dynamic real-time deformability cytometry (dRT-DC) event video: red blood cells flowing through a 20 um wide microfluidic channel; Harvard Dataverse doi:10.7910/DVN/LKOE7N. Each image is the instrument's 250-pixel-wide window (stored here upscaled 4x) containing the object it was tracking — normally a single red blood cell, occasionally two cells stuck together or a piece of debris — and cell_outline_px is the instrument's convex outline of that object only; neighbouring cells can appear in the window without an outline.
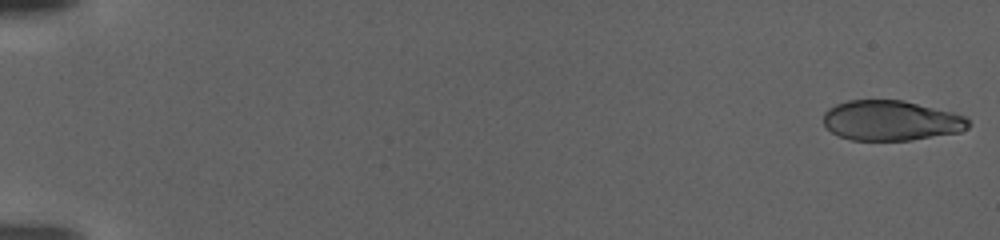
{"species": "human", "species_latin": "Homo sapiens", "temperature_condition": "warm", "stored_images_in_passage": 110, "camera_frame_rate_fps": 3000, "um_per_image_px": 0.085, "donor": {"sex": "female"}, "frame": {"image": 1, "passage_image": 2, "time_ms": 0.333, "image_size_px": [1000, 240], "cell_outline_px": [[972, 124], [968, 128], [960, 132], [912, 140], [852, 140], [840, 136], [832, 132], [824, 124], [824, 112], [828, 108], [836, 104], [848, 100], [904, 100], [952, 112], [964, 116]], "centroid_in_image_um": [75.75, 10.24], "position_along_channel_um": 9.2, "area_um2": 33.93}}
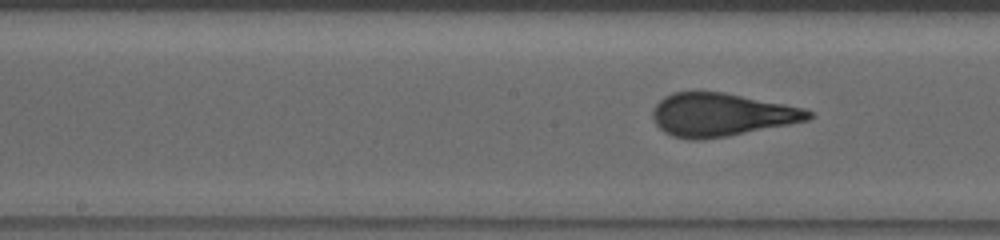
{"frame": {"image": 2, "passage_image": 59, "time_ms": 19.333, "image_size_px": [1000, 240], "cell_outline_px": [[812, 116], [808, 120], [728, 136], [700, 140], [688, 140], [672, 136], [664, 132], [656, 124], [652, 116], [652, 108], [664, 96], [672, 92], [724, 92], [804, 108], [812, 112]], "centroid_in_image_um": [61.26, 9.75], "position_along_channel_um": 186.9, "area_um2": 39.02}}
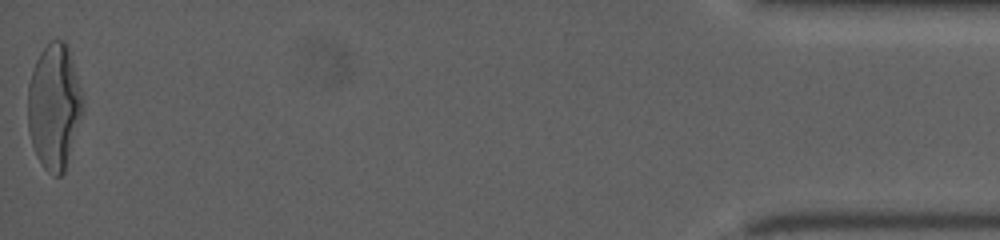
{"frame": {"image": 3, "passage_image": 110, "time_ms": 36.333, "image_size_px": [1000, 240], "cell_outline_px": [[84, 104], [64, 172], [60, 176], [52, 176], [44, 168], [36, 156], [32, 144], [28, 128], [28, 84], [36, 60], [40, 52], [52, 40], [64, 40], [68, 44], [80, 88]], "centroid_in_image_um": [4.59, 9.04], "position_along_channel_um": 430.6, "area_um2": 39.77}}